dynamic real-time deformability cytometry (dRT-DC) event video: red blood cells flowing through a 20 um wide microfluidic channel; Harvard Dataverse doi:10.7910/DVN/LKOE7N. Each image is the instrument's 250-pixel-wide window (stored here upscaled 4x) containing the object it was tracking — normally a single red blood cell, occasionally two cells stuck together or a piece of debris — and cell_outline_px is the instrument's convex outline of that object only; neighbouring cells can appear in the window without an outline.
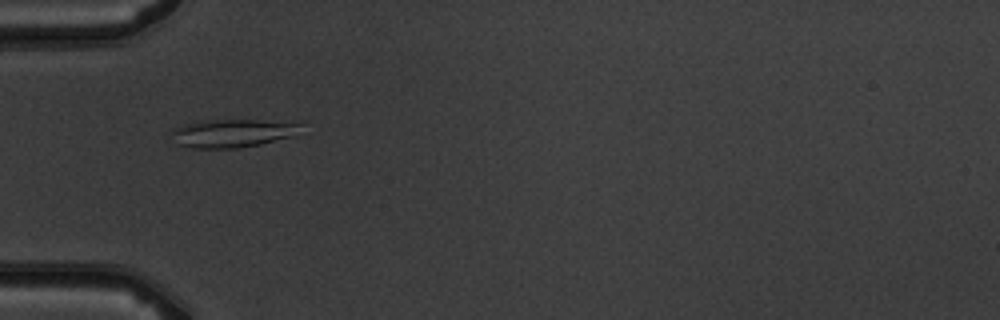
{"species": "common noctule bat (a hibernating species)", "species_latin": "Nyctalus noctula", "temperature_condition": "warm", "stored_images_in_passage": 6, "camera_frame_rate_fps": 3000, "um_per_image_px": 0.085, "animal": {"sex": "male", "body_mass_g": 19.5, "forearm_length_mm": 54.6}, "frame": {"image": 1, "passage_image": 5, "time_ms": 5.333, "image_size_px": [1000, 320], "cell_outline_px": [[304, 124], [296, 136], [260, 144], [240, 148], [192, 148], [176, 144], [168, 132], [172, 128], [184, 124], [200, 120], [256, 120]], "centroid_in_image_um": [19.7, 11.33], "position_along_channel_um": 65.3, "area_um2": 21.56}}